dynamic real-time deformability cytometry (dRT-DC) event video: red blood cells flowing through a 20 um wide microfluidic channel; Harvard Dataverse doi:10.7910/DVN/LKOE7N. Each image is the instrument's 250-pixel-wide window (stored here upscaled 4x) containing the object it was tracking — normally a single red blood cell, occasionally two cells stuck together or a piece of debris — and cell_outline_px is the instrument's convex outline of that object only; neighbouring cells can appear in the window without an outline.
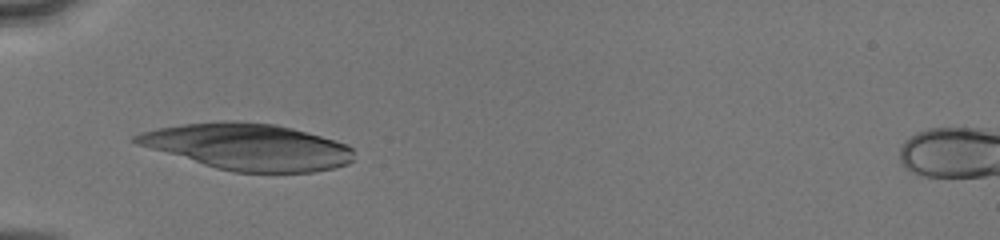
{"species": "human", "species_latin": "Homo sapiens", "temperature_condition": "cold", "stored_images_in_passage": 33, "camera_frame_rate_fps": 3000, "um_per_image_px": 0.085, "donor": {"sex": "male"}, "frame": {"image": 1, "passage_image": 4, "time_ms": 1.0, "image_size_px": [1000, 240], "cell_outline_px": [[352, 160], [348, 164], [336, 168], [312, 172], [232, 172], [216, 168], [136, 144], [132, 140], [132, 136], [140, 132], [156, 128], [184, 124], [224, 120], [236, 120], [276, 124], [292, 128], [348, 144], [352, 148]], "centroid_in_image_um": [21.06, 12.47], "position_along_channel_um": 63.9, "area_um2": 58.9}}
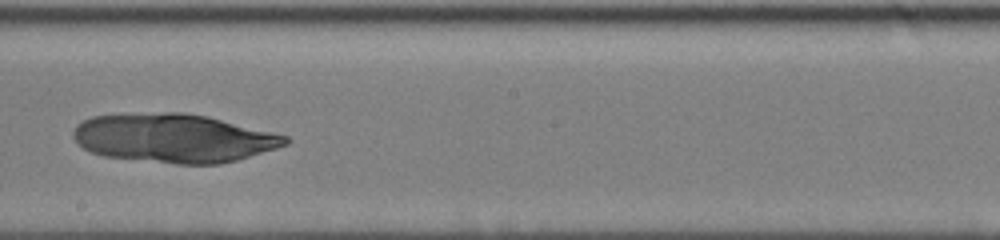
{"frame": {"image": 2, "passage_image": 17, "time_ms": 5.333, "image_size_px": [1000, 240], "cell_outline_px": [[292, 140], [288, 144], [276, 148], [236, 160], [220, 164], [176, 164], [104, 156], [92, 152], [84, 148], [72, 136], [72, 132], [76, 124], [92, 116], [168, 112], [184, 112], [208, 116], [288, 136]], "centroid_in_image_um": [14.78, 11.74], "position_along_channel_um": 233.4, "area_um2": 60.0}}
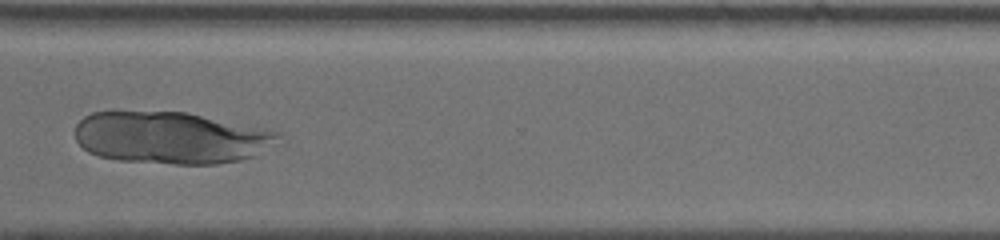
{"frame": {"image": 3, "passage_image": 26, "time_ms": 8.333, "image_size_px": [1000, 240], "cell_outline_px": [[284, 144], [252, 156], [240, 160], [216, 164], [172, 164], [116, 160], [100, 156], [88, 152], [76, 140], [76, 124], [84, 116], [92, 112], [188, 112], [280, 132]], "centroid_in_image_um": [14.6, 11.72], "position_along_channel_um": 356.0, "area_um2": 62.14}}